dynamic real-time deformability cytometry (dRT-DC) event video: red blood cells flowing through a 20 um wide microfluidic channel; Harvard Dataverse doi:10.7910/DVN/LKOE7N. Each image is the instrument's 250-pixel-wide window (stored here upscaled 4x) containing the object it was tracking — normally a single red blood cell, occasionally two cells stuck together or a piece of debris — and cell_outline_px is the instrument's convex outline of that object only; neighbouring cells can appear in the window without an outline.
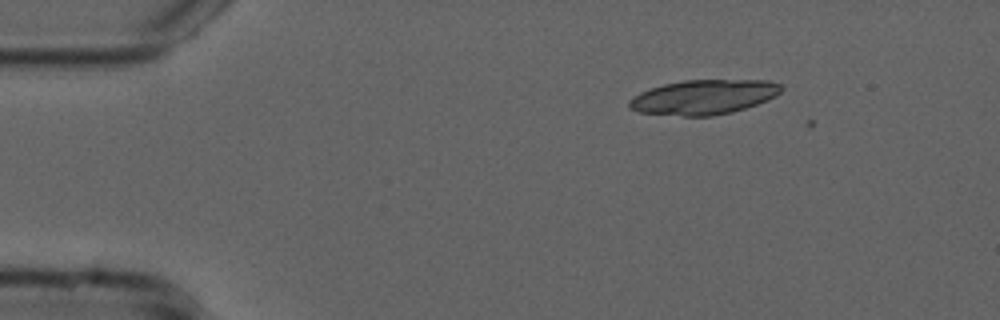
{"species": "common noctule bat (a hibernating species)", "species_latin": "Nyctalus noctula", "temperature_condition": "cold", "stored_images_in_passage": 3, "camera_frame_rate_fps": 3000, "um_per_image_px": 0.085, "animal": {"sex": "male", "forearm_length_mm": 52.5}, "frame": {"image": 1, "passage_image": 2, "time_ms": 0.333, "image_size_px": [1000, 320], "cell_outline_px": [[784, 88], [776, 96], [768, 100], [732, 112], [712, 116], [684, 116], [640, 112], [628, 108], [628, 100], [640, 92], [664, 84], [684, 80], [768, 80], [780, 84]], "centroid_in_image_um": [59.82, 8.25], "position_along_channel_um": 25.2, "area_um2": 30.69}}